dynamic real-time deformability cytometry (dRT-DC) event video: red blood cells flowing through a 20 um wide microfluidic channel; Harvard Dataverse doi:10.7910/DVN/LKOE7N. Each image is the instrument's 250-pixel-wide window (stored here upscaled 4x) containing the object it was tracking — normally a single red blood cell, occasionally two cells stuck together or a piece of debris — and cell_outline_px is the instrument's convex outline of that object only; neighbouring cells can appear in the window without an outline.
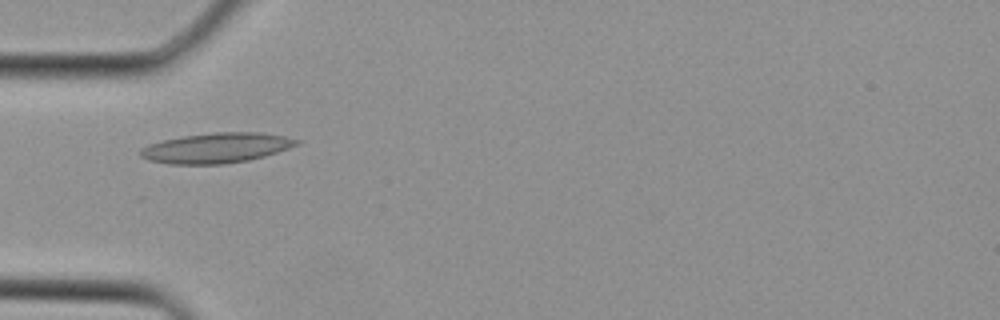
{"species": "Egyptian fruit bat (a non-hibernating species)", "species_latin": "Rousettus aegyptiacus", "temperature_condition": "cold", "stored_images_in_passage": 2, "camera_frame_rate_fps": 3000, "um_per_image_px": 0.085, "animal": {"sex": "female"}, "frame": {"image": 1, "passage_image": 2, "time_ms": 0.333, "image_size_px": [1000, 320], "cell_outline_px": [[304, 140], [300, 144], [264, 156], [248, 160], [224, 164], [168, 164], [148, 160], [140, 156], [140, 148], [148, 144], [164, 140], [184, 136], [216, 132], [260, 132], [284, 136]], "centroid_in_image_um": [18.41, 12.57], "position_along_channel_um": 66.6, "area_um2": 27.46}}